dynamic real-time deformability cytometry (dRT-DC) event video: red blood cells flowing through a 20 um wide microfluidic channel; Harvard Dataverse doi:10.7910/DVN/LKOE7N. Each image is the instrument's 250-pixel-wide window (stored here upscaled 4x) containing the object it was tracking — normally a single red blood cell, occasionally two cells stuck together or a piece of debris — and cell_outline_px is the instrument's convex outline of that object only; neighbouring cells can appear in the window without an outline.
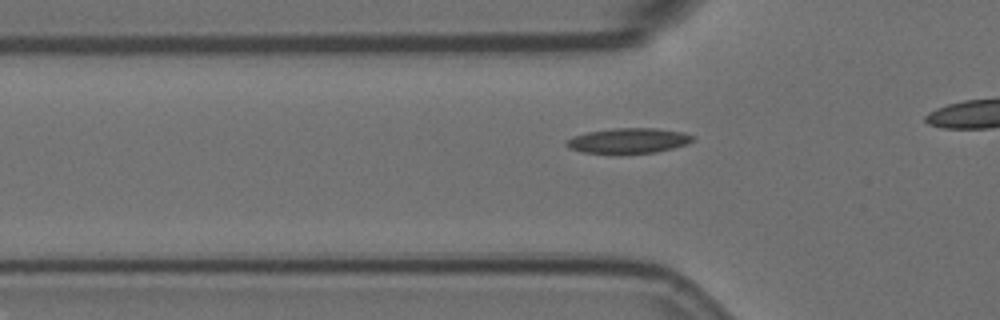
{"species": "Egyptian fruit bat (a non-hibernating species)", "species_latin": "Rousettus aegyptiacus", "temperature_condition": "room temperature", "stored_images_in_passage": 18, "camera_frame_rate_fps": 3000, "um_per_image_px": 0.085, "animal": {"sex": "female"}, "frame": {"image": 1, "passage_image": 8, "time_ms": 2.333, "image_size_px": [1000, 320], "cell_outline_px": [[696, 136], [688, 144], [656, 152], [580, 152], [568, 148], [564, 144], [564, 140], [572, 136], [588, 132], [612, 128], [656, 128], [684, 132]], "centroid_in_image_um": [53.4, 11.93], "position_along_channel_um": 72.4, "area_um2": 18.38}}
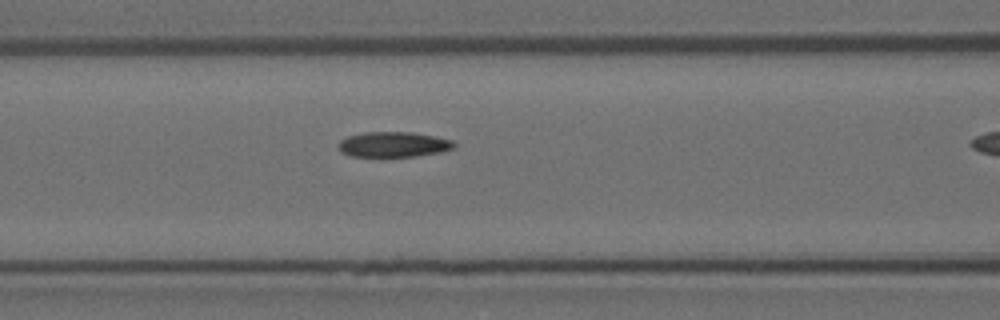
{"frame": {"image": 2, "passage_image": 13, "time_ms": 4.0, "image_size_px": [1000, 320], "cell_outline_px": [[456, 144], [452, 148], [440, 152], [416, 156], [380, 160], [352, 156], [340, 152], [340, 140], [348, 136], [364, 132], [412, 132], [452, 140]], "centroid_in_image_um": [33.39, 12.33], "position_along_channel_um": 133.2, "area_um2": 17.69}}
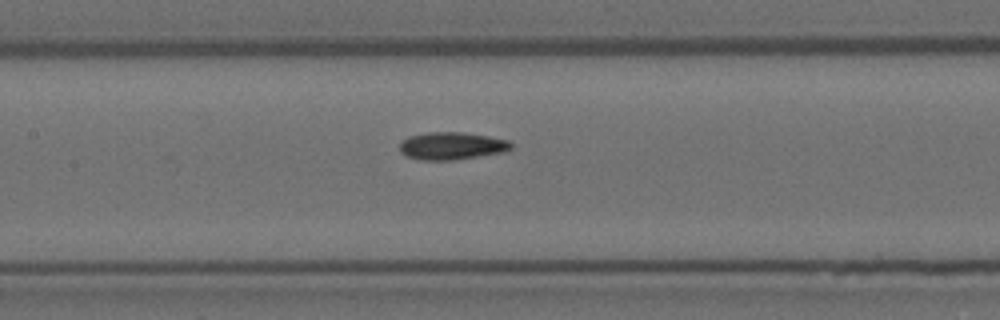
{"frame": {"image": 3, "passage_image": 16, "time_ms": 5.0, "image_size_px": [1000, 320], "cell_outline_px": [[512, 148], [504, 152], [452, 160], [420, 160], [408, 156], [400, 152], [400, 144], [408, 136], [428, 132], [460, 132], [488, 136], [508, 140], [512, 144]], "centroid_in_image_um": [38.39, 12.4], "position_along_channel_um": 169.0, "area_um2": 17.74}}